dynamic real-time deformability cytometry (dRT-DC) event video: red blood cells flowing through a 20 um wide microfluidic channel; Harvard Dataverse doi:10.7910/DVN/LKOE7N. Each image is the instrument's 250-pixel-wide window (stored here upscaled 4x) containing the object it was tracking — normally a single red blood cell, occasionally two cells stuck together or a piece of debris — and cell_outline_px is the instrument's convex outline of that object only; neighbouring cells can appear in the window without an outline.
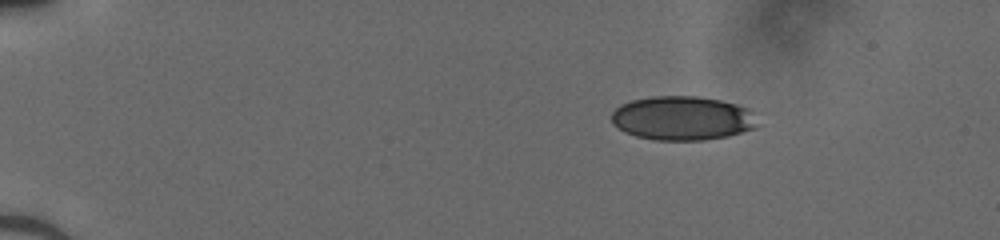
{"species": "human", "species_latin": "Homo sapiens", "temperature_condition": "cold", "stored_images_in_passage": 43, "camera_frame_rate_fps": 3000, "um_per_image_px": 0.085, "donor": {"sex": "male"}, "frame": {"image": 1, "passage_image": 1, "time_ms": 0.0, "image_size_px": [1000, 240], "cell_outline_px": [[756, 128], [728, 136], [704, 140], [656, 140], [636, 136], [624, 132], [612, 124], [612, 112], [620, 104], [632, 100], [652, 96], [696, 96], [720, 100], [736, 104], [748, 108], [756, 124]], "centroid_in_image_um": [57.96, 10.05], "position_along_channel_um": 27.0, "area_um2": 37.4}}
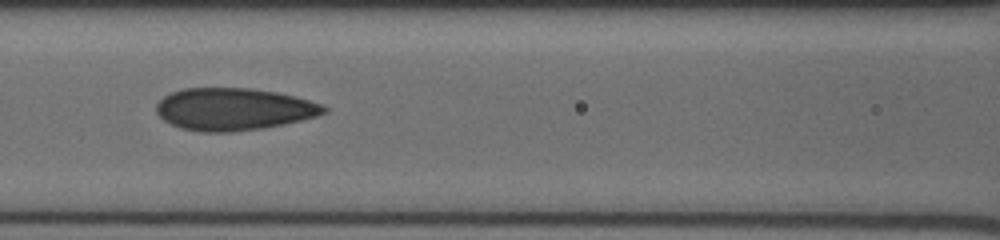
{"frame": {"image": 2, "passage_image": 17, "time_ms": 5.333, "image_size_px": [1000, 240], "cell_outline_px": [[328, 112], [316, 116], [300, 120], [264, 128], [232, 132], [200, 132], [180, 128], [164, 120], [156, 112], [156, 104], [164, 96], [172, 92], [184, 88], [252, 88], [276, 92], [296, 96], [320, 104], [328, 108]], "centroid_in_image_um": [19.85, 9.28], "position_along_channel_um": 146.7, "area_um2": 41.27}}
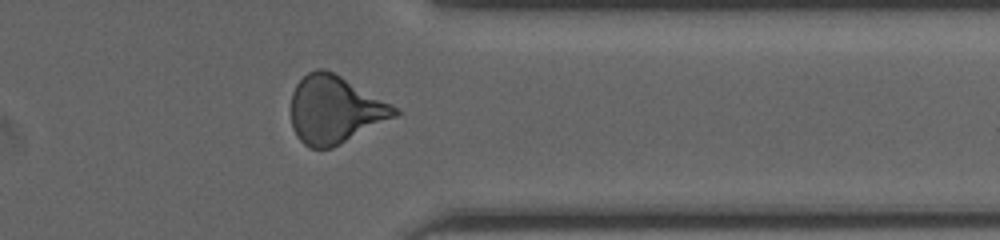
{"frame": {"image": 3, "passage_image": 34, "time_ms": 11.0, "image_size_px": [1000, 240], "cell_outline_px": [[400, 112], [396, 116], [332, 148], [308, 148], [296, 136], [292, 128], [292, 92], [296, 84], [308, 72], [316, 68], [320, 68], [332, 72], [340, 76], [400, 108]], "centroid_in_image_um": [28.46, 9.33], "position_along_channel_um": 382.9, "area_um2": 40.58}}